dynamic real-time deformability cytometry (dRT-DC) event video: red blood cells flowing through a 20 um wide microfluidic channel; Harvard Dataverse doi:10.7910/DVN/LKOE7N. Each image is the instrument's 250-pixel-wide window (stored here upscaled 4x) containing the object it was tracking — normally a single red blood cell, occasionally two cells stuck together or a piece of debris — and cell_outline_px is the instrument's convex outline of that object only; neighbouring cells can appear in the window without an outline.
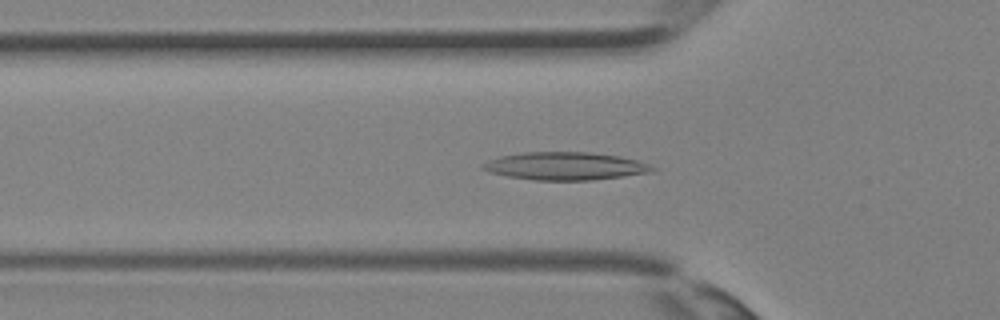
{"species": "Egyptian fruit bat (a non-hibernating species)", "species_latin": "Rousettus aegyptiacus", "temperature_condition": "room temperature", "stored_images_in_passage": 34, "segment_of_instrument_passage": [1, 2], "camera_frame_rate_fps": 3000, "um_per_image_px": 0.085, "animal": {"sex": "female"}, "frame": {"image": 1, "passage_image": 9, "time_ms": 2.667, "image_size_px": [1000, 320], "cell_outline_px": [[656, 168], [652, 172], [624, 176], [592, 180], [532, 180], [508, 176], [488, 172], [480, 168], [480, 164], [488, 160], [500, 156], [524, 152], [592, 152], [620, 156], [636, 160], [648, 164]], "centroid_in_image_um": [48.01, 14.11], "position_along_channel_um": 77.8, "area_um2": 27.63}}
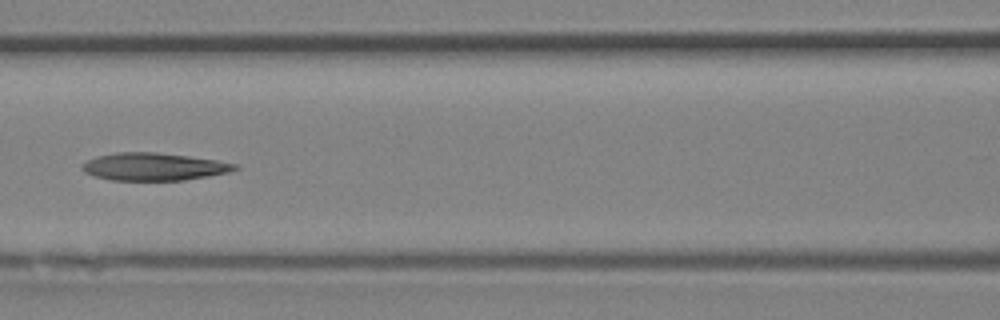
{"frame": {"image": 2, "passage_image": 13, "time_ms": 4.0, "image_size_px": [1000, 320], "cell_outline_px": [[240, 168], [228, 172], [208, 176], [184, 180], [112, 180], [96, 176], [84, 172], [80, 168], [80, 164], [96, 156], [116, 152], [156, 152], [188, 156], [216, 160], [236, 164]], "centroid_in_image_um": [13.04, 14.16], "position_along_channel_um": 153.6, "area_um2": 24.51}}
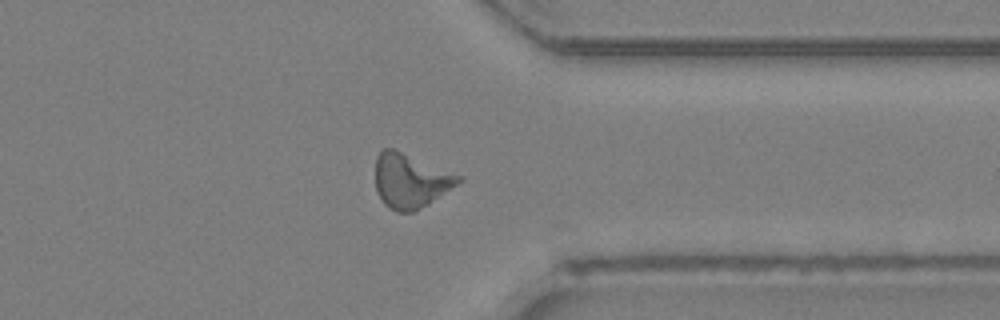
{"frame": {"image": 3, "passage_image": 25, "time_ms": 8.0, "image_size_px": [1000, 320], "cell_outline_px": [[464, 180], [428, 204], [412, 212], [396, 212], [388, 208], [384, 204], [376, 192], [376, 156], [384, 148], [396, 148], [464, 176]], "centroid_in_image_um": [34.91, 15.34], "position_along_channel_um": 376.5, "area_um2": 26.82}}